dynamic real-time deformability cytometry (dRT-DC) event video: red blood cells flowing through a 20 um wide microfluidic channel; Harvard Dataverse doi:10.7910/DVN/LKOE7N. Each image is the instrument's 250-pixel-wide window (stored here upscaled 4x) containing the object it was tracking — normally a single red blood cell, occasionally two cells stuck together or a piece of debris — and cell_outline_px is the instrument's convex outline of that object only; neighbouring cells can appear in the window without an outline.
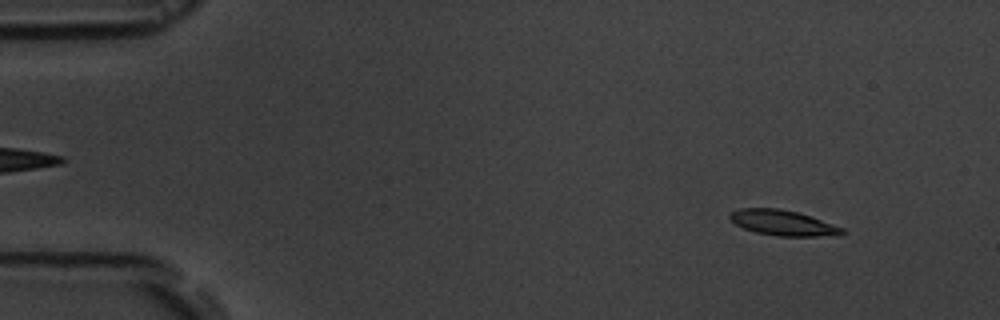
{"species": "common noctule bat (a hibernating species)", "species_latin": "Nyctalus noctula", "temperature_condition": "room temperature", "stored_images_in_passage": 4, "camera_frame_rate_fps": 3000, "um_per_image_px": 0.085, "animal": {"sex": "male", "body_mass_g": 19.5, "forearm_length_mm": 54.6}, "frame": {"image": 1, "passage_image": 1, "time_ms": 0.0, "image_size_px": [1000, 320], "cell_outline_px": [[848, 232], [836, 236], [776, 236], [756, 232], [744, 228], [736, 224], [728, 216], [732, 212], [740, 208], [780, 208], [796, 212], [844, 228]], "centroid_in_image_um": [66.57, 18.95], "position_along_channel_um": 18.4, "area_um2": 16.47}}
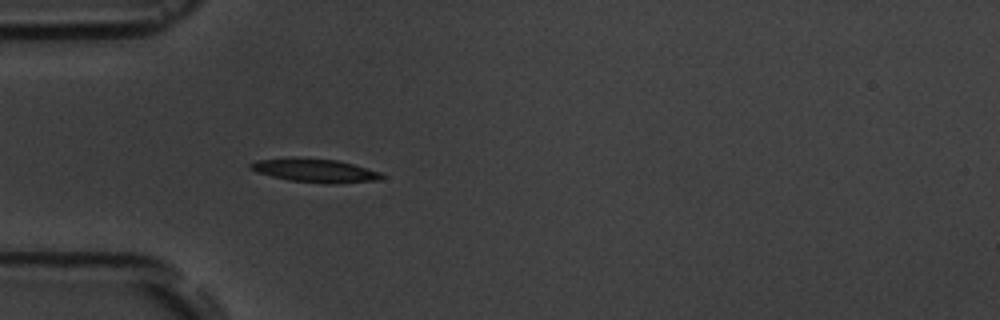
{"frame": {"image": 2, "passage_image": 4, "time_ms": 3.667, "image_size_px": [1000, 320], "cell_outline_px": [[384, 176], [380, 180], [336, 184], [324, 184], [288, 180], [256, 172], [248, 168], [248, 164], [256, 160], [292, 156], [336, 160], [352, 164], [380, 172]], "centroid_in_image_um": [26.71, 14.48], "position_along_channel_um": 58.3, "area_um2": 18.38}}